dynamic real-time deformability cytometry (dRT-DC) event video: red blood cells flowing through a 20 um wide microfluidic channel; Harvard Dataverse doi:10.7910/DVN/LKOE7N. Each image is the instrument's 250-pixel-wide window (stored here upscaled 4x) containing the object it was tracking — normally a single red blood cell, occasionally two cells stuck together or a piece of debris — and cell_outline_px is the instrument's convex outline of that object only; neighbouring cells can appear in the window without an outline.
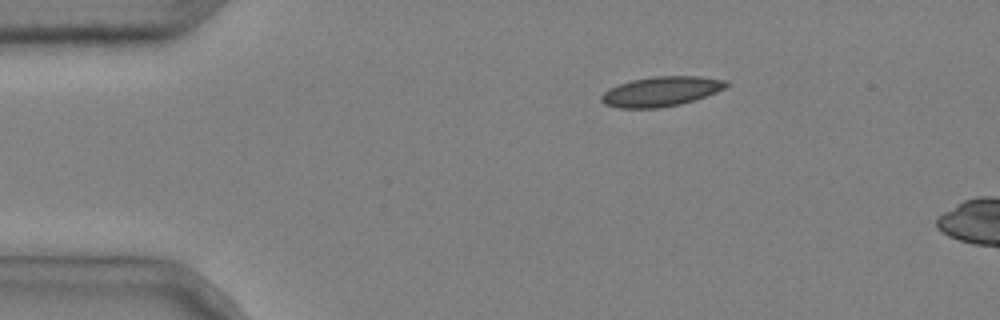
{"species": "common noctule bat (a hibernating species)", "species_latin": "Nyctalus noctula", "temperature_condition": "cold", "stored_images_in_passage": 3, "camera_frame_rate_fps": 3000, "um_per_image_px": 0.085, "animal": {"sex": "male", "body_mass_g": 20.4}, "frame": {"image": 1, "passage_image": 1, "time_ms": 0.0, "image_size_px": [1000, 320], "cell_outline_px": [[728, 84], [724, 88], [716, 92], [680, 104], [660, 108], [620, 108], [604, 104], [600, 100], [600, 96], [608, 88], [632, 80], [652, 76], [700, 76], [728, 80]], "centroid_in_image_um": [56.16, 7.77], "position_along_channel_um": 28.8, "area_um2": 21.62}}